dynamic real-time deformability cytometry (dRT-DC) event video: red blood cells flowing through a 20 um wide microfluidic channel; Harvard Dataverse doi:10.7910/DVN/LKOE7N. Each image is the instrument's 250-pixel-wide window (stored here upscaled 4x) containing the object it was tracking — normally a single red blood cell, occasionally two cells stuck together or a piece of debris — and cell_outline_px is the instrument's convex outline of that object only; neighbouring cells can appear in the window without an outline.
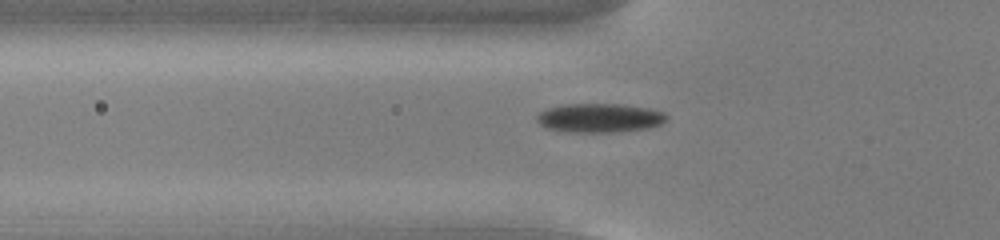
{"species": "common noctule bat (a hibernating species)", "species_latin": "Nyctalus noctula", "temperature_condition": "cold", "stored_images_in_passage": 56, "camera_frame_rate_fps": 3000, "um_per_image_px": 0.085, "animal": {"sex": "male", "body_mass_g": 13.0, "forearm_length_mm": 53.1}, "frame": {"image": 1, "passage_image": 20, "time_ms": 6.333, "image_size_px": [1000, 240], "cell_outline_px": [[668, 120], [660, 124], [648, 128], [620, 132], [568, 132], [548, 128], [540, 124], [536, 120], [536, 116], [540, 112], [548, 108], [564, 104], [620, 104], [648, 108], [664, 112], [668, 116]], "centroid_in_image_um": [50.99, 10.02], "position_along_channel_um": 74.8, "area_um2": 22.02}}
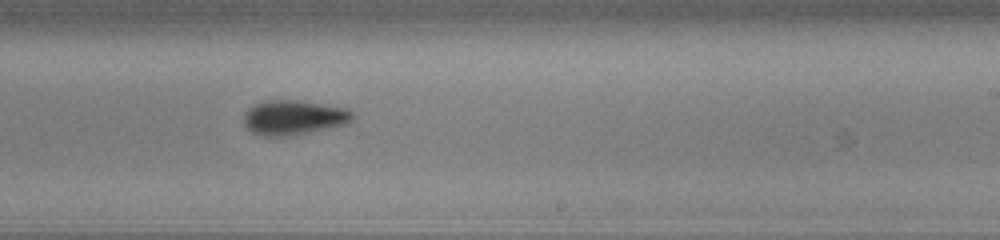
{"frame": {"image": 2, "passage_image": 35, "time_ms": 11.333, "image_size_px": [1000, 240], "cell_outline_px": [[356, 116], [348, 124], [296, 136], [260, 136], [252, 132], [244, 124], [244, 112], [248, 108], [264, 100], [296, 100], [348, 108]], "centroid_in_image_um": [25.0, 10.0], "position_along_channel_um": 264.0, "area_um2": 22.43}}
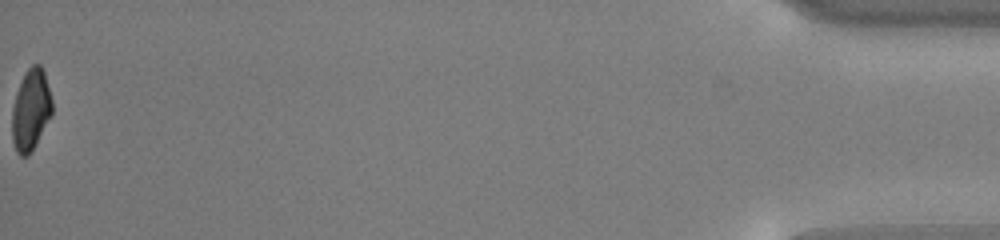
{"frame": {"image": 3, "passage_image": 56, "time_ms": 18.333, "image_size_px": [1000, 240], "cell_outline_px": [[52, 112], [36, 144], [28, 156], [20, 156], [16, 152], [12, 140], [12, 108], [16, 92], [24, 72], [32, 64], [40, 64], [44, 68], [52, 100]], "centroid_in_image_um": [2.61, 9.31], "position_along_channel_um": 432.6, "area_um2": 19.13}, "authors_computed_cell_mechanics": {"area_um2": 20.3456, "velocity_mm_per_s": 3.7868, "shape_relaxation_time_tau1_ms": 2.2945, "shape_relaxation_time_tau2_ms": null, "deformation_change_tau1": 0.1052, "deformation_change_tau2": null}}